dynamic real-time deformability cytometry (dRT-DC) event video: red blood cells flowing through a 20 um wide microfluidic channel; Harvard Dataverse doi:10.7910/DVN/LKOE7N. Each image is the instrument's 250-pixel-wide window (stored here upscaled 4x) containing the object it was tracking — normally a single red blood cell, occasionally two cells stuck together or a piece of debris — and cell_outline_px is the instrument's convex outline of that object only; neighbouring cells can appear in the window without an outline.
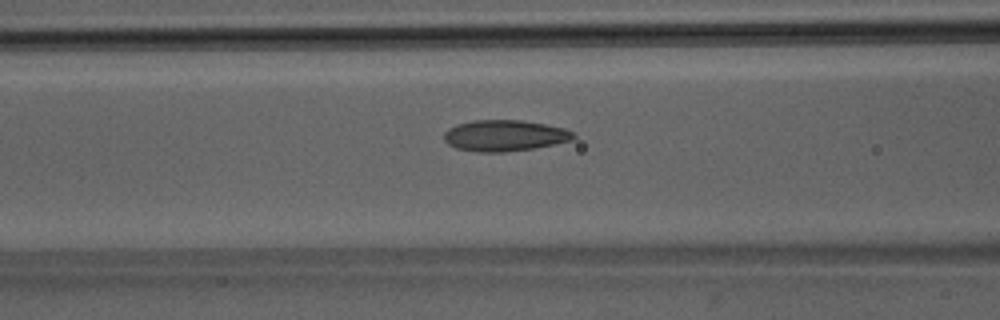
{"species": "Egyptian fruit bat (a non-hibernating species)", "species_latin": "Rousettus aegyptiacus", "temperature_condition": "room temperature", "stored_images_in_passage": 51, "camera_frame_rate_fps": 3000, "um_per_image_px": 0.085, "animal": {"sex": "male"}, "frame": {"image": 1, "passage_image": 21, "time_ms": 6.667, "image_size_px": [1000, 320], "cell_outline_px": [[576, 136], [572, 140], [532, 148], [504, 152], [480, 152], [456, 148], [448, 144], [444, 140], [444, 132], [448, 128], [456, 124], [472, 120], [520, 120], [544, 124], [564, 128], [576, 132]], "centroid_in_image_um": [42.87, 11.51], "position_along_channel_um": 123.7, "area_um2": 23.47}}
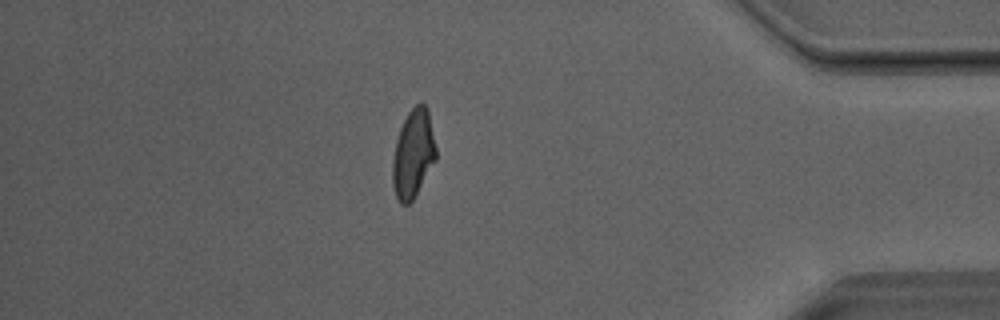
{"frame": {"image": 2, "passage_image": 44, "time_ms": 14.333, "image_size_px": [1000, 320], "cell_outline_px": [[436, 160], [412, 200], [408, 204], [400, 204], [396, 196], [392, 184], [392, 160], [396, 140], [400, 128], [408, 112], [416, 104], [424, 104], [428, 108], [436, 148]], "centroid_in_image_um": [35.11, 13.07], "position_along_channel_um": 400.1, "area_um2": 22.25}}
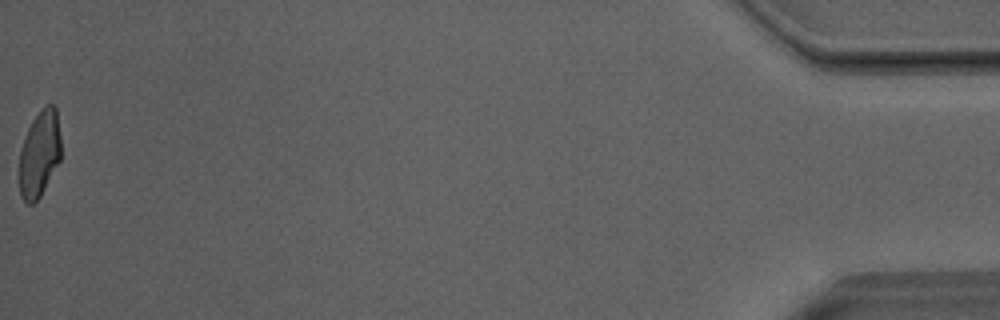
{"frame": {"image": 3, "passage_image": 51, "time_ms": 16.667, "image_size_px": [1000, 320], "cell_outline_px": [[60, 160], [40, 196], [32, 204], [28, 204], [20, 196], [20, 152], [24, 136], [32, 120], [48, 104], [52, 104], [56, 108], [60, 136]], "centroid_in_image_um": [3.35, 13.08], "position_along_channel_um": 431.8, "area_um2": 20.63}, "authors_computed_cell_mechanics": {"area_um2": 22.7732, "velocity_mm_per_s": 4.0842, "shape_relaxation_time_tau1_ms": 6.7992, "shape_relaxation_time_tau2_ms": 1.3627, "deformation_change_tau1": 0.2, "deformation_change_tau2": 0.0801}}